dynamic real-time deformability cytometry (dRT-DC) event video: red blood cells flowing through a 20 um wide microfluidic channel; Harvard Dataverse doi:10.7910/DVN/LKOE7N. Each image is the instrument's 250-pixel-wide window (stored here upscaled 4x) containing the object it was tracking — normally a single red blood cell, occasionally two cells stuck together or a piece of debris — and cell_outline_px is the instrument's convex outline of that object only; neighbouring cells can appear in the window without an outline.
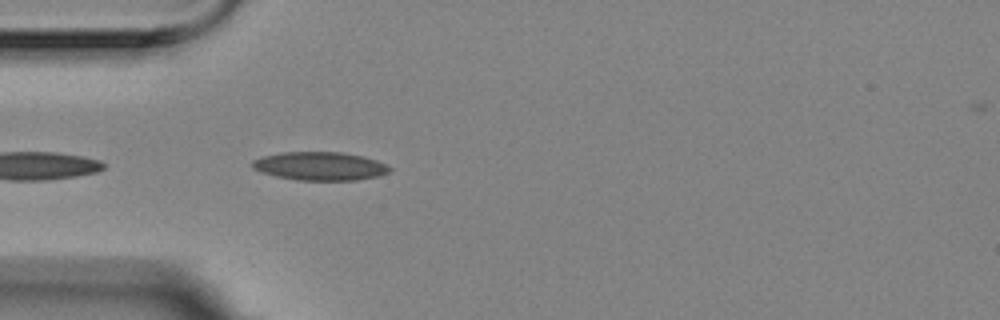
{"species": "Egyptian fruit bat (a non-hibernating species)", "species_latin": "Rousettus aegyptiacus", "temperature_condition": "room temperature", "stored_images_in_passage": 1, "camera_frame_rate_fps": 3000, "um_per_image_px": 0.085, "animal": {"sex": "female"}, "frame": {"image": 1, "passage_image": 1, "time_ms": 0.0, "image_size_px": [1000, 320], "cell_outline_px": [[392, 172], [380, 176], [356, 180], [296, 180], [276, 176], [260, 172], [252, 168], [252, 160], [264, 156], [280, 152], [340, 152], [360, 156], [376, 160], [388, 164], [392, 168]], "centroid_in_image_um": [27.23, 14.12], "position_along_channel_um": 57.8, "area_um2": 22.89}}